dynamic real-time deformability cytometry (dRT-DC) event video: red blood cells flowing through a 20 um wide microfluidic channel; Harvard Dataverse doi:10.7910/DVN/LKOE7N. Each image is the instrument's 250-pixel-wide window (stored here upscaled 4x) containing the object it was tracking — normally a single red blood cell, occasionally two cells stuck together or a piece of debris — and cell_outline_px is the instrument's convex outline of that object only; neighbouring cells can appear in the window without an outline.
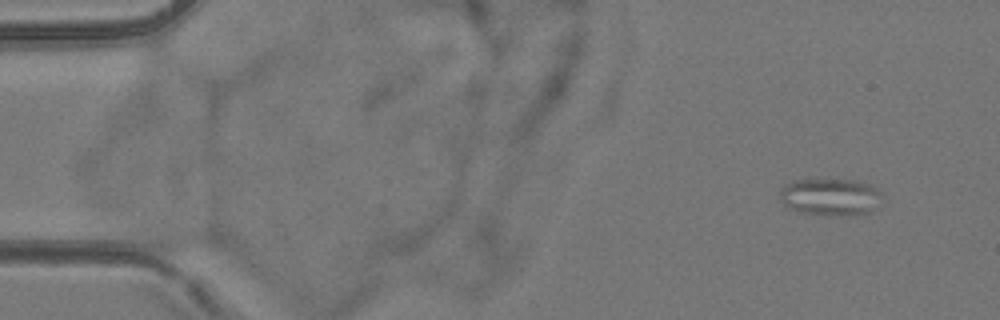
{"species": "common noctule bat (a hibernating species)", "species_latin": "Nyctalus noctula", "temperature_condition": "room temperature", "stored_images_in_passage": 4, "camera_frame_rate_fps": 3000, "um_per_image_px": 0.085, "animal": {"sex": "female", "body_mass_g": 24.6, "forearm_length_mm": 56.2}, "frame": {"image": 1, "passage_image": 1, "time_ms": 0.0, "image_size_px": [1000, 320], "cell_outline_px": [[880, 192], [868, 212], [852, 216], [840, 216], [800, 212], [788, 208], [784, 204], [780, 196], [780, 192], [792, 180], [856, 180], [868, 184], [876, 188]], "centroid_in_image_um": [70.51, 16.74], "position_along_channel_um": 14.5, "area_um2": 21.39}}